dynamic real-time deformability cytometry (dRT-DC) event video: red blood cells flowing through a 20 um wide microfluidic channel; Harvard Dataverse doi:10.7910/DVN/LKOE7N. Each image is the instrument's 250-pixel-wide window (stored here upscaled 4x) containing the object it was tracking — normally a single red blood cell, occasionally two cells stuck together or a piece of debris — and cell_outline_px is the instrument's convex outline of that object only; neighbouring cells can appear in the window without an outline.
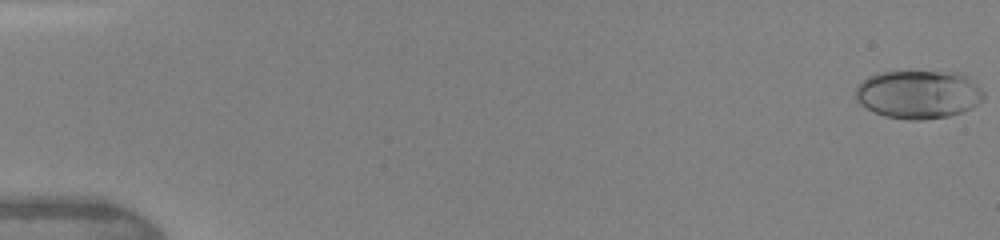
{"species": "human", "species_latin": "Homo sapiens", "temperature_condition": "warm", "stored_images_in_passage": 55, "camera_frame_rate_fps": 3000, "um_per_image_px": 0.085, "donor": {"sex": "female"}, "frame": {"image": 1, "passage_image": 1, "time_ms": 0.0, "image_size_px": [1000, 240], "cell_outline_px": [[984, 100], [972, 108], [964, 112], [948, 116], [924, 120], [908, 120], [884, 116], [860, 104], [852, 96], [856, 84], [868, 76], [876, 72], [964, 72], [984, 92]], "centroid_in_image_um": [78.05, 8.02], "position_along_channel_um": 6.9, "area_um2": 36.76}}
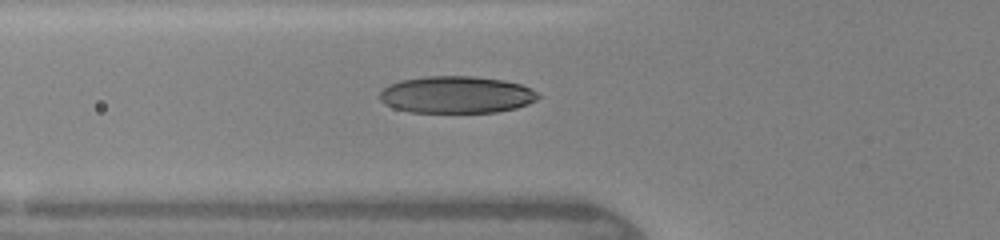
{"frame": {"image": 2, "passage_image": 25, "time_ms": 5.667, "image_size_px": [1000, 240], "cell_outline_px": [[540, 96], [536, 100], [528, 104], [516, 108], [496, 112], [408, 112], [392, 108], [384, 104], [380, 100], [380, 92], [388, 84], [400, 80], [424, 76], [472, 76], [504, 80], [520, 84], [532, 88]], "centroid_in_image_um": [38.77, 8.05], "position_along_channel_um": 87.0, "area_um2": 34.45}}
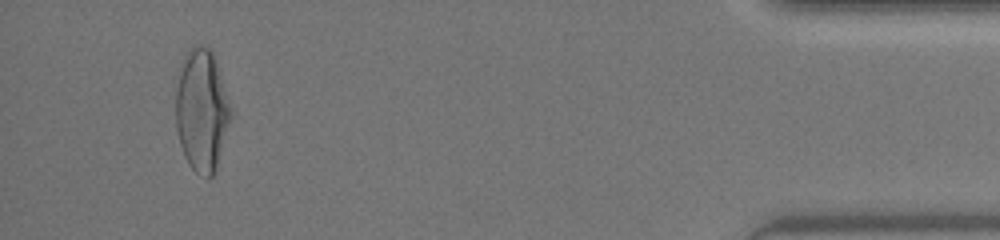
{"frame": {"image": 3, "passage_image": 52, "time_ms": 14.667, "image_size_px": [1000, 240], "cell_outline_px": [[232, 116], [216, 168], [212, 176], [208, 180], [200, 176], [188, 164], [184, 156], [180, 144], [176, 128], [176, 92], [180, 64], [184, 56], [196, 44], [200, 44], [212, 48], [232, 108]], "centroid_in_image_um": [17.16, 9.37], "position_along_channel_um": 418.0, "area_um2": 39.59}, "authors_computed_cell_mechanics": {"area_um2": 34.0442, "velocity_mm_per_s": 4.3474, "shape_relaxation_time_tau1_ms": 4.1228, "shape_relaxation_time_tau2_ms": 0.7126, "deformation_change_tau1": 0.1973, "deformation_change_tau2": 0.0475}}